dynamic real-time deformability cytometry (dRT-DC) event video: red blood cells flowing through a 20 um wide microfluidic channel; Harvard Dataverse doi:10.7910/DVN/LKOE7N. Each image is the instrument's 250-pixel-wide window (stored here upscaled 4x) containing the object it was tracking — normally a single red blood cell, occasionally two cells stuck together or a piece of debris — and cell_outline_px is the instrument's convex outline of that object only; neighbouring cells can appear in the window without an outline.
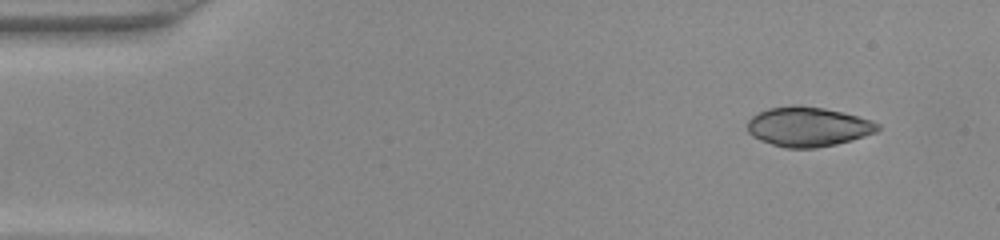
{"species": "common noctule bat (a hibernating species)", "species_latin": "Nyctalus noctula", "temperature_condition": "warm", "stored_images_in_passage": 44, "camera_frame_rate_fps": 3000, "um_per_image_px": 0.085, "animal": {"sex": "female", "body_mass_g": 22.0, "forearm_length_mm": 56.7}, "frame": {"image": 1, "passage_image": 1, "time_ms": 0.0, "image_size_px": [1000, 240], "cell_outline_px": [[880, 128], [876, 132], [852, 140], [836, 144], [816, 148], [784, 148], [760, 140], [752, 136], [748, 132], [748, 120], [752, 116], [768, 108], [792, 104], [800, 104], [824, 108], [872, 120], [880, 124]], "centroid_in_image_um": [68.67, 10.76], "position_along_channel_um": 16.3, "area_um2": 30.17}}